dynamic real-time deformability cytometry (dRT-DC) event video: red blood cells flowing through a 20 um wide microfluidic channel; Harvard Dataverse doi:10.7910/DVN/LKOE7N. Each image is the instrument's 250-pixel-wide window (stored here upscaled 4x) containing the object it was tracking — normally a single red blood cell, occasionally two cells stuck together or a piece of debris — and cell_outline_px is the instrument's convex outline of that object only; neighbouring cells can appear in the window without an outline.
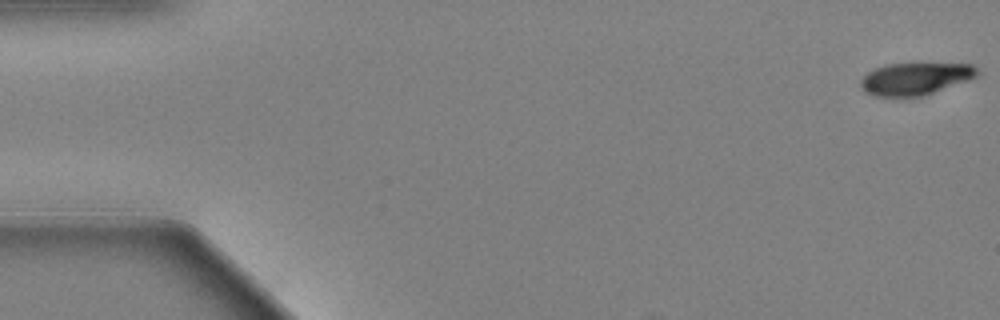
{"species": "Egyptian fruit bat (a non-hibernating species)", "species_latin": "Rousettus aegyptiacus", "temperature_condition": "warm", "stored_images_in_passage": 61, "camera_frame_rate_fps": 3000, "um_per_image_px": 0.085, "animal": {"sex": "female"}, "frame": {"image": 1, "passage_image": 1, "time_ms": 0.0, "image_size_px": [1000, 320], "cell_outline_px": [[980, 72], [976, 76], [932, 92], [920, 96], [876, 96], [864, 92], [860, 84], [860, 80], [868, 72], [884, 64], [916, 60], [972, 64]], "centroid_in_image_um": [77.78, 6.61], "position_along_channel_um": 7.2, "area_um2": 22.6}}
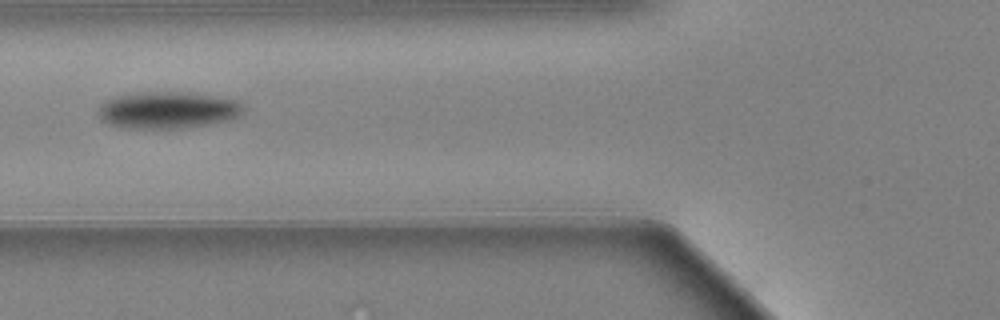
{"frame": {"image": 2, "passage_image": 24, "time_ms": 7.667, "image_size_px": [1000, 320], "cell_outline_px": [[244, 112], [240, 116], [228, 120], [180, 128], [120, 128], [108, 124], [96, 112], [104, 100], [116, 96], [140, 92], [180, 92], [212, 96], [236, 100], [244, 108]], "centroid_in_image_um": [14.2, 9.36], "position_along_channel_um": 111.6, "area_um2": 30.92}}
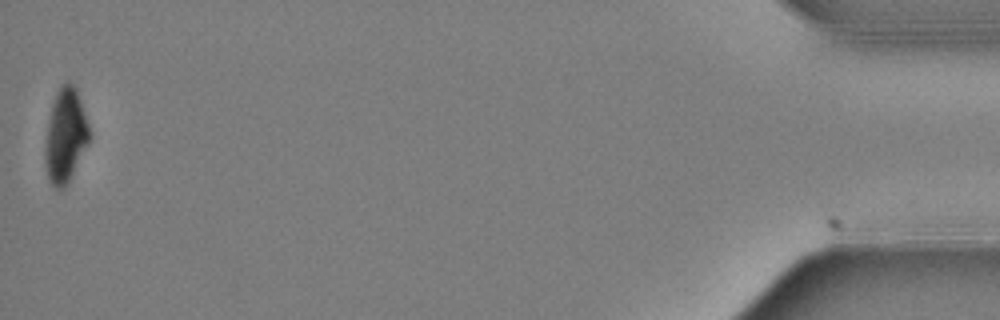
{"frame": {"image": 3, "passage_image": 61, "time_ms": 20.0, "image_size_px": [1000, 320], "cell_outline_px": [[88, 144], [68, 184], [60, 192], [52, 184], [48, 176], [44, 160], [44, 140], [48, 120], [52, 104], [56, 92], [60, 84], [68, 80], [76, 88], [88, 124]], "centroid_in_image_um": [5.53, 11.54], "position_along_channel_um": 429.7, "area_um2": 24.33}, "authors_computed_cell_mechanics": {"area_um2": 27.6284, "velocity_mm_per_s": 3.3581, "shape_relaxation_time_tau1_ms": 3.334, "shape_relaxation_time_tau2_ms": null, "deformation_change_tau1": 0.1584, "deformation_change_tau2": null}}